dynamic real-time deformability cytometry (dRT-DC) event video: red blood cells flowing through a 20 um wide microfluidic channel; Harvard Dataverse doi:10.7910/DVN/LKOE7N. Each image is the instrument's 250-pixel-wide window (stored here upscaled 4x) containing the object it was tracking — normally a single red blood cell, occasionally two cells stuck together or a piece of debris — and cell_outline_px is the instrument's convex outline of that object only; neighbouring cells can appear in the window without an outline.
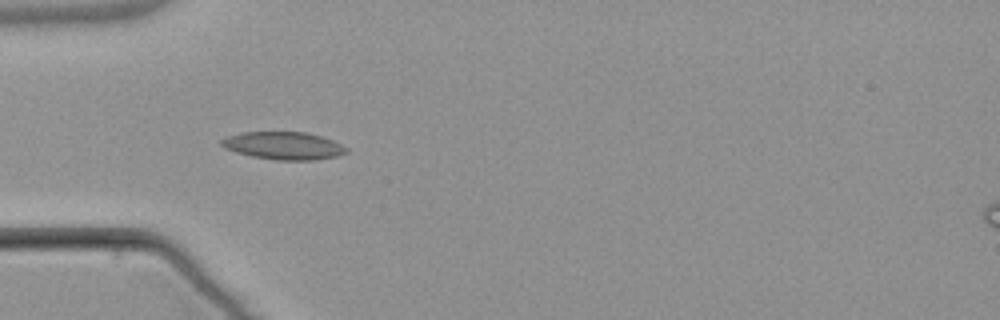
{"species": "common noctule bat (a hibernating species)", "species_latin": "Nyctalus noctula", "temperature_condition": "warm", "stored_images_in_passage": 2, "camera_frame_rate_fps": 3000, "um_per_image_px": 0.085, "animal": {"sex": "male", "body_mass_g": 21.5, "forearm_length_mm": 52.0}, "frame": {"image": 1, "passage_image": 1, "time_ms": 0.0, "image_size_px": [1000, 320], "cell_outline_px": [[348, 152], [336, 156], [316, 160], [276, 160], [252, 156], [236, 152], [224, 148], [220, 144], [220, 140], [228, 136], [240, 132], [308, 132], [332, 140], [348, 148]], "centroid_in_image_um": [24.09, 12.38], "position_along_channel_um": 60.9, "area_um2": 20.17}}
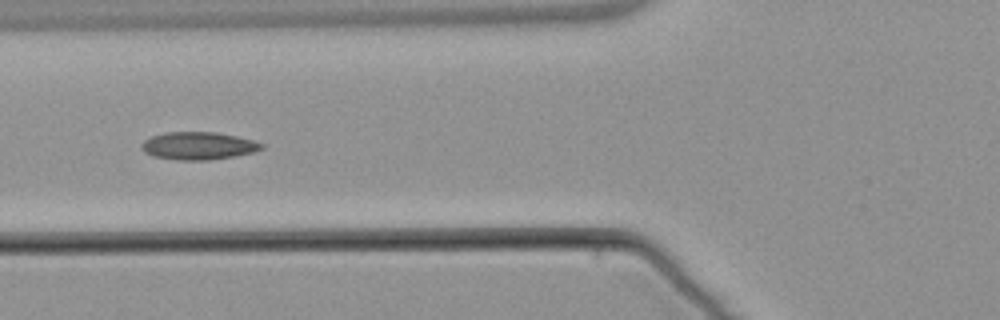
{"frame": {"image": 2, "passage_image": 2, "time_ms": 1.333, "image_size_px": [1000, 320], "cell_outline_px": [[264, 148], [252, 152], [236, 156], [208, 160], [176, 160], [152, 156], [144, 152], [140, 148], [140, 144], [144, 140], [152, 136], [164, 132], [216, 132], [236, 136], [252, 140], [264, 144]], "centroid_in_image_um": [16.82, 12.39], "position_along_channel_um": 109.0, "area_um2": 19.48}}